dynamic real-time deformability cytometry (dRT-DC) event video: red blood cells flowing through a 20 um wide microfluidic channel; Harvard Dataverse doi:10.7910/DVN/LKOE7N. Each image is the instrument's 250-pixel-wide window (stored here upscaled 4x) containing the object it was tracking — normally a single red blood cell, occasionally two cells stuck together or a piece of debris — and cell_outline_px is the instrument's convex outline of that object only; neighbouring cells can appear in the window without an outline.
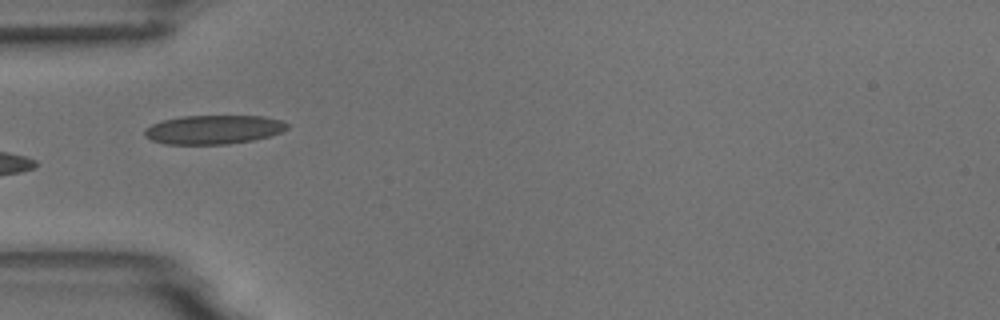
{"species": "common noctule bat (a hibernating species)", "species_latin": "Nyctalus noctula", "temperature_condition": "room temperature", "stored_images_in_passage": 6, "camera_frame_rate_fps": 3000, "um_per_image_px": 0.085, "animal": {"sex": "male", "body_mass_g": 18.8}, "frame": {"image": 1, "passage_image": 4, "time_ms": 4.333, "image_size_px": [1000, 320], "cell_outline_px": [[288, 128], [280, 132], [268, 136], [252, 140], [228, 144], [164, 144], [152, 140], [144, 136], [144, 128], [152, 124], [164, 120], [184, 116], [264, 116], [280, 120], [288, 124]], "centroid_in_image_um": [18.12, 11.01], "position_along_channel_um": 66.9, "area_um2": 23.93}}